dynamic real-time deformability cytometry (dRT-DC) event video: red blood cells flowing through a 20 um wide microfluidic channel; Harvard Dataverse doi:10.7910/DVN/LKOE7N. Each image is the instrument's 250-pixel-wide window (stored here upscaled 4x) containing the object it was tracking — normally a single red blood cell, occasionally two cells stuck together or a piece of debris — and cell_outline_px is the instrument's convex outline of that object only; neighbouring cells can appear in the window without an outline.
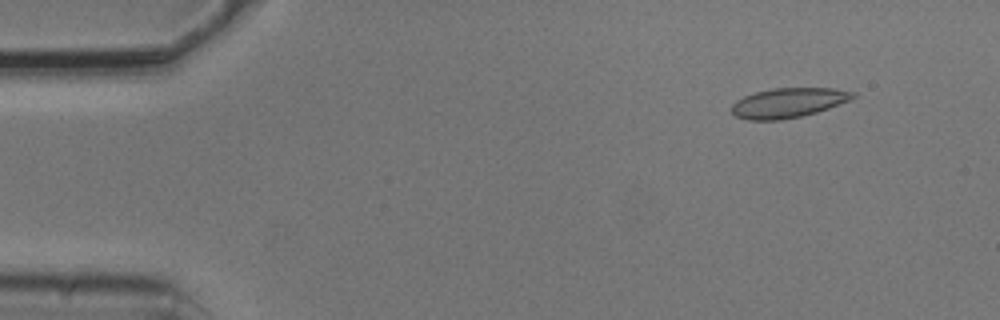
{"species": "common noctule bat (a hibernating species)", "species_latin": "Nyctalus noctula", "temperature_condition": "cold", "stored_images_in_passage": 10, "camera_frame_rate_fps": 3000, "um_per_image_px": 0.085, "animal": {"sex": "male", "body_mass_g": 20.5, "forearm_length_mm": 52.5}, "frame": {"image": 1, "passage_image": 2, "time_ms": 0.333, "image_size_px": [1000, 320], "cell_outline_px": [[856, 96], [848, 100], [828, 108], [816, 112], [800, 116], [780, 120], [748, 120], [736, 116], [732, 112], [732, 104], [736, 100], [744, 96], [756, 92], [772, 88], [832, 88], [856, 92]], "centroid_in_image_um": [66.98, 8.73], "position_along_channel_um": 18.0, "area_um2": 20.81}}
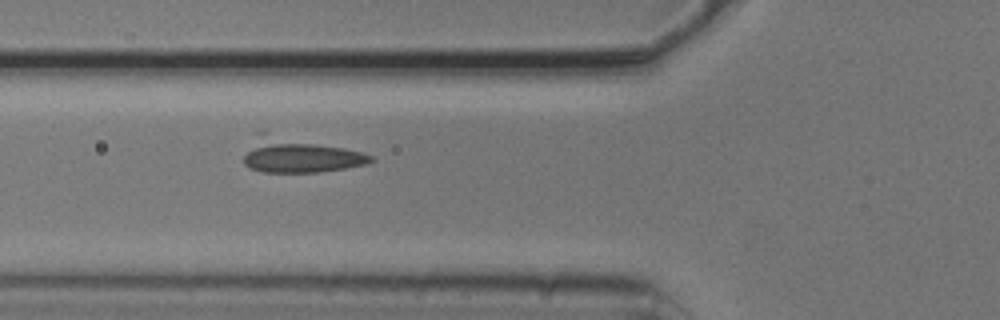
{"frame": {"image": 2, "passage_image": 6, "time_ms": 1.667, "image_size_px": [1000, 320], "cell_outline_px": [[376, 160], [368, 164], [320, 172], [264, 172], [248, 168], [244, 164], [244, 156], [256, 132], [264, 132], [364, 152], [376, 156]], "centroid_in_image_um": [25.45, 13.21], "position_along_channel_um": 100.3, "area_um2": 25.61}}
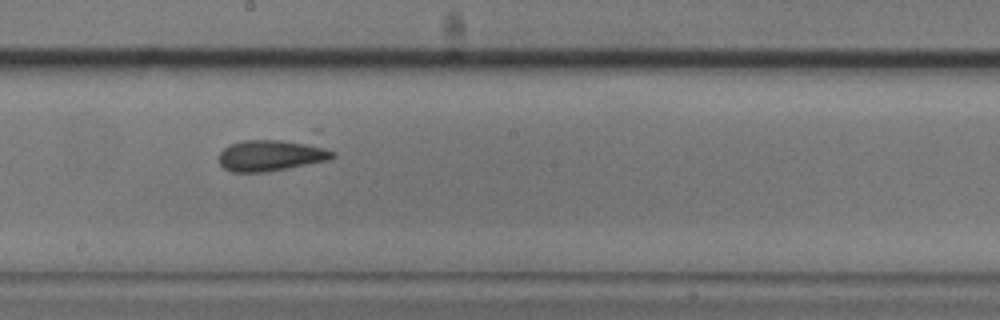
{"frame": {"image": 3, "passage_image": 9, "time_ms": 2.667, "image_size_px": [1000, 320], "cell_outline_px": [[336, 156], [332, 160], [268, 172], [232, 172], [224, 168], [220, 164], [220, 152], [224, 148], [232, 144], [244, 140], [312, 128], [320, 128], [336, 152]], "centroid_in_image_um": [23.63, 12.91], "position_along_channel_um": 224.6, "area_um2": 26.18}}